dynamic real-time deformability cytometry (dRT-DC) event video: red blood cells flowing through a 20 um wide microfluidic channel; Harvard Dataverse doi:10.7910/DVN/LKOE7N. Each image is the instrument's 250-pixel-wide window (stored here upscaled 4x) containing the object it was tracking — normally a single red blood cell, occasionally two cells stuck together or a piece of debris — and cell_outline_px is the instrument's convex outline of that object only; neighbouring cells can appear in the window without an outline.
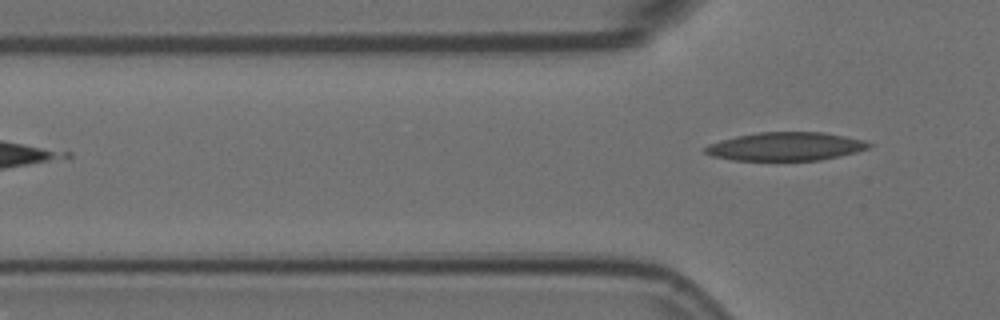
{"species": "Egyptian fruit bat (a non-hibernating species)", "species_latin": "Rousettus aegyptiacus", "temperature_condition": "room temperature", "stored_images_in_passage": 3, "camera_frame_rate_fps": 3000, "um_per_image_px": 0.085, "animal": {"sex": "female"}, "frame": {"image": 1, "passage_image": 3, "time_ms": 0.667, "image_size_px": [1000, 320], "cell_outline_px": [[872, 144], [868, 148], [856, 152], [840, 156], [820, 160], [732, 160], [712, 156], [704, 152], [700, 148], [708, 144], [720, 140], [736, 136], [760, 132], [820, 132], [844, 136], [864, 140]], "centroid_in_image_um": [66.73, 12.45], "position_along_channel_um": 59.1, "area_um2": 27.11}}